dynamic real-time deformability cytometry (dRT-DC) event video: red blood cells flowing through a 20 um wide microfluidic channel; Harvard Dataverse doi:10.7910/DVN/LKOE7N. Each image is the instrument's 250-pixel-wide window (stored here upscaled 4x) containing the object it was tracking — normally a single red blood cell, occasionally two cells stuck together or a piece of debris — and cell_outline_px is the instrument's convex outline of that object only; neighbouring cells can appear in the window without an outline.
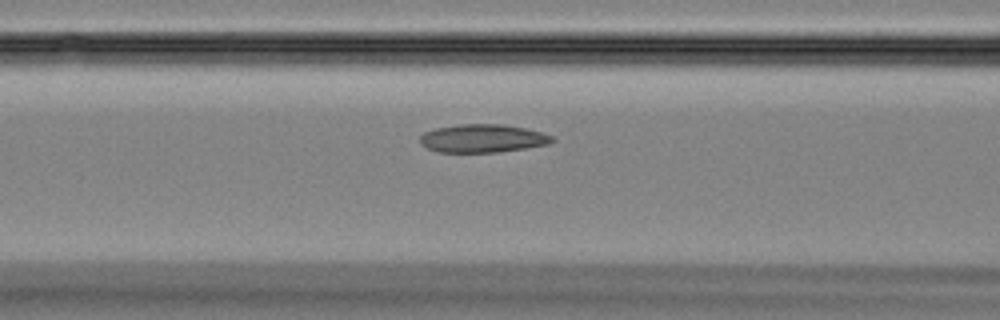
{"species": "Egyptian fruit bat (a non-hibernating species)", "species_latin": "Rousettus aegyptiacus", "temperature_condition": "room temperature", "stored_images_in_passage": 48, "camera_frame_rate_fps": 3000, "um_per_image_px": 0.085, "animal": {"sex": "female"}, "frame": {"image": 1, "passage_image": 20, "time_ms": 6.333, "image_size_px": [1000, 320], "cell_outline_px": [[556, 140], [548, 144], [500, 152], [436, 152], [424, 148], [420, 144], [420, 136], [424, 132], [436, 128], [460, 124], [504, 124], [524, 128], [540, 132], [552, 136]], "centroid_in_image_um": [40.98, 11.77], "position_along_channel_um": 125.6, "area_um2": 21.79}}
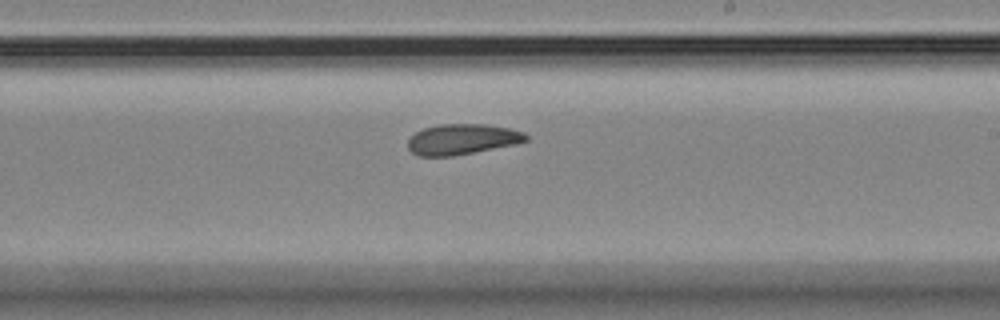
{"frame": {"image": 2, "passage_image": 29, "time_ms": 9.333, "image_size_px": [1000, 320], "cell_outline_px": [[528, 140], [516, 144], [452, 156], [416, 156], [408, 148], [408, 140], [416, 132], [424, 128], [440, 124], [484, 124], [508, 128], [524, 132], [528, 136]], "centroid_in_image_um": [39.28, 11.84], "position_along_channel_um": 249.7, "area_um2": 20.92}}
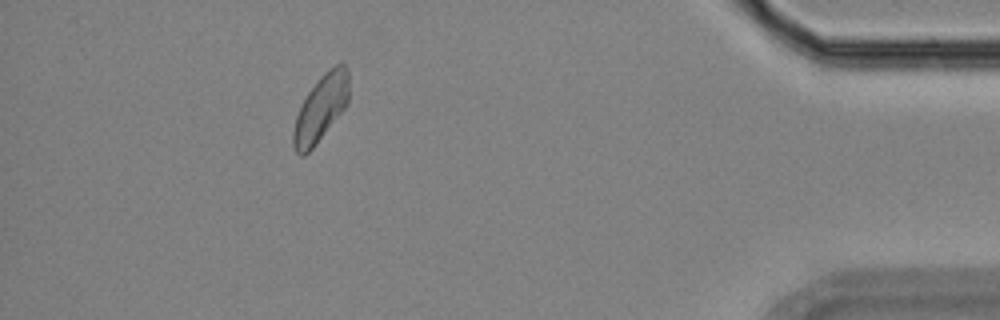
{"frame": {"image": 3, "passage_image": 44, "time_ms": 14.333, "image_size_px": [1000, 320], "cell_outline_px": [[348, 104], [316, 144], [304, 156], [300, 156], [296, 152], [292, 144], [292, 132], [296, 116], [308, 92], [324, 72], [336, 64], [344, 64], [348, 68]], "centroid_in_image_um": [27.26, 9.22], "position_along_channel_um": 407.9, "area_um2": 21.33}}